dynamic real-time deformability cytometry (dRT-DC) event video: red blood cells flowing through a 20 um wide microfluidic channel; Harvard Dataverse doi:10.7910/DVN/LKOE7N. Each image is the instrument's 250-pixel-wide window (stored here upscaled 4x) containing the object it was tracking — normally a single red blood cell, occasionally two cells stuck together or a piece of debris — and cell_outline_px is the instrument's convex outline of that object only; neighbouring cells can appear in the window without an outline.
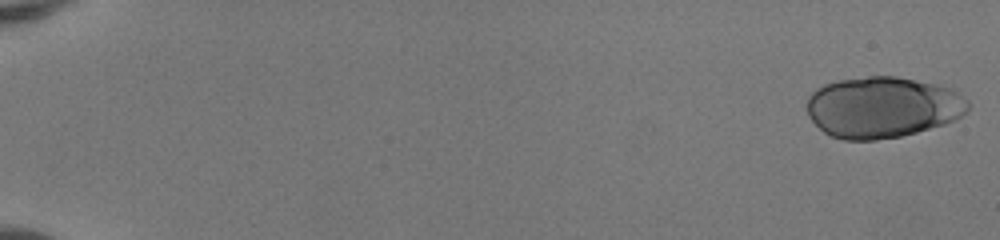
{"species": "human", "species_latin": "Homo sapiens", "temperature_condition": "room temperature", "stored_images_in_passage": 50, "camera_frame_rate_fps": 3000, "um_per_image_px": 0.085, "donor": {"sex": "female"}, "frame": {"image": 1, "passage_image": 1, "time_ms": 0.0, "image_size_px": [1000, 240], "cell_outline_px": [[972, 104], [968, 112], [956, 120], [944, 124], [916, 132], [900, 136], [876, 140], [844, 140], [832, 136], [824, 132], [808, 116], [808, 96], [816, 88], [824, 84], [836, 80], [868, 76], [896, 76], [952, 88], [968, 100]], "centroid_in_image_um": [75.04, 9.11], "position_along_channel_um": 10.0, "area_um2": 57.68}}
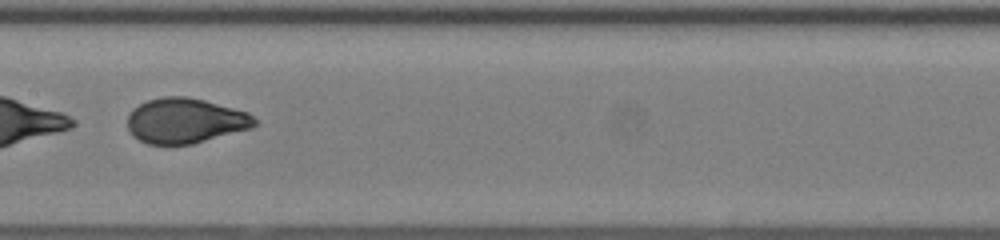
{"frame": {"image": 2, "passage_image": 29, "time_ms": 9.333, "image_size_px": [1000, 240], "cell_outline_px": [[260, 124], [252, 128], [192, 144], [148, 144], [132, 136], [128, 128], [128, 116], [132, 108], [148, 100], [164, 96], [184, 96], [204, 100], [248, 112]], "centroid_in_image_um": [15.75, 10.26], "position_along_channel_um": 191.6, "area_um2": 33.47}}
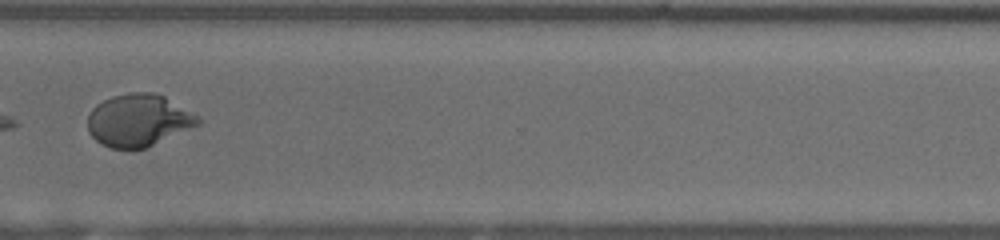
{"frame": {"image": 3, "passage_image": 41, "time_ms": 13.333, "image_size_px": [1000, 240], "cell_outline_px": [[200, 124], [144, 148], [112, 148], [100, 144], [88, 132], [88, 116], [92, 108], [96, 104], [112, 96], [132, 92], [152, 92], [164, 96], [200, 116]], "centroid_in_image_um": [11.76, 10.21], "position_along_channel_um": 358.8, "area_um2": 33.41}, "authors_computed_cell_mechanics": {"area_um2": 35.2869, "velocity_mm_per_s": 4.1909, "shape_relaxation_time_tau1_ms": 4.0776, "shape_relaxation_time_tau2_ms": null, "deformation_change_tau1": 0.2077, "deformation_change_tau2": null}}